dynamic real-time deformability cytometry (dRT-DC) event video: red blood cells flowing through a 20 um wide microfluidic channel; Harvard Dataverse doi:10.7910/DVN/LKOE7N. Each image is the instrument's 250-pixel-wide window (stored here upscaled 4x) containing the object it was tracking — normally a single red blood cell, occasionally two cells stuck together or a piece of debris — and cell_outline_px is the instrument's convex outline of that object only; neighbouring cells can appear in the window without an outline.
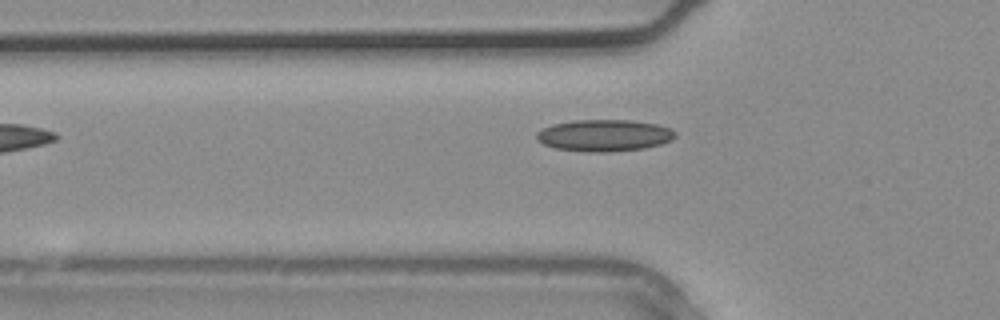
{"species": "common noctule bat (a hibernating species)", "species_latin": "Nyctalus noctula", "temperature_condition": "warm", "stored_images_in_passage": 5, "camera_frame_rate_fps": 3000, "um_per_image_px": 0.085, "animal": {"sex": "male", "body_mass_g": 20.4}, "frame": {"image": 1, "passage_image": 4, "time_ms": 1.0, "image_size_px": [1000, 320], "cell_outline_px": [[676, 136], [672, 140], [660, 144], [644, 148], [608, 152], [588, 152], [556, 148], [544, 144], [536, 140], [536, 132], [552, 124], [576, 120], [632, 120], [656, 124], [668, 128], [676, 132]], "centroid_in_image_um": [51.35, 11.51], "position_along_channel_um": 74.4, "area_um2": 25.61}}